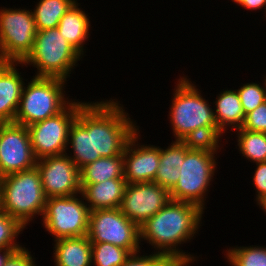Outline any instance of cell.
I'll return each instance as SVG.
<instances>
[{"label": "cell", "instance_id": "d590c367", "mask_svg": "<svg viewBox=\"0 0 266 266\" xmlns=\"http://www.w3.org/2000/svg\"><path fill=\"white\" fill-rule=\"evenodd\" d=\"M232 2L243 9L245 8V10L257 11L264 8V16L266 17V0H232Z\"/></svg>", "mask_w": 266, "mask_h": 266}, {"label": "cell", "instance_id": "7402d4cb", "mask_svg": "<svg viewBox=\"0 0 266 266\" xmlns=\"http://www.w3.org/2000/svg\"><path fill=\"white\" fill-rule=\"evenodd\" d=\"M123 155L101 157L80 169L81 185L100 183L109 179L124 178Z\"/></svg>", "mask_w": 266, "mask_h": 266}, {"label": "cell", "instance_id": "ba28073f", "mask_svg": "<svg viewBox=\"0 0 266 266\" xmlns=\"http://www.w3.org/2000/svg\"><path fill=\"white\" fill-rule=\"evenodd\" d=\"M83 194L46 199L42 226L55 239L87 235L90 209Z\"/></svg>", "mask_w": 266, "mask_h": 266}, {"label": "cell", "instance_id": "e575fe53", "mask_svg": "<svg viewBox=\"0 0 266 266\" xmlns=\"http://www.w3.org/2000/svg\"><path fill=\"white\" fill-rule=\"evenodd\" d=\"M4 266H37L35 258L26 247L15 250L6 260Z\"/></svg>", "mask_w": 266, "mask_h": 266}, {"label": "cell", "instance_id": "e0dca14e", "mask_svg": "<svg viewBox=\"0 0 266 266\" xmlns=\"http://www.w3.org/2000/svg\"><path fill=\"white\" fill-rule=\"evenodd\" d=\"M18 64L0 61V123H13L19 107L25 79L16 67H20Z\"/></svg>", "mask_w": 266, "mask_h": 266}, {"label": "cell", "instance_id": "484cf974", "mask_svg": "<svg viewBox=\"0 0 266 266\" xmlns=\"http://www.w3.org/2000/svg\"><path fill=\"white\" fill-rule=\"evenodd\" d=\"M225 255L231 266H266L265 246H234L227 248Z\"/></svg>", "mask_w": 266, "mask_h": 266}, {"label": "cell", "instance_id": "83f0119b", "mask_svg": "<svg viewBox=\"0 0 266 266\" xmlns=\"http://www.w3.org/2000/svg\"><path fill=\"white\" fill-rule=\"evenodd\" d=\"M262 84L249 82L236 89L245 115L266 101V75Z\"/></svg>", "mask_w": 266, "mask_h": 266}, {"label": "cell", "instance_id": "4316f807", "mask_svg": "<svg viewBox=\"0 0 266 266\" xmlns=\"http://www.w3.org/2000/svg\"><path fill=\"white\" fill-rule=\"evenodd\" d=\"M132 253L111 243H92L93 266H121Z\"/></svg>", "mask_w": 266, "mask_h": 266}, {"label": "cell", "instance_id": "74e56055", "mask_svg": "<svg viewBox=\"0 0 266 266\" xmlns=\"http://www.w3.org/2000/svg\"><path fill=\"white\" fill-rule=\"evenodd\" d=\"M20 248H5V249H0V266H4L6 260L8 257L15 251Z\"/></svg>", "mask_w": 266, "mask_h": 266}, {"label": "cell", "instance_id": "cb8c5ba5", "mask_svg": "<svg viewBox=\"0 0 266 266\" xmlns=\"http://www.w3.org/2000/svg\"><path fill=\"white\" fill-rule=\"evenodd\" d=\"M237 134L239 152L251 163L266 162V133L247 131L239 128Z\"/></svg>", "mask_w": 266, "mask_h": 266}, {"label": "cell", "instance_id": "52a82bcc", "mask_svg": "<svg viewBox=\"0 0 266 266\" xmlns=\"http://www.w3.org/2000/svg\"><path fill=\"white\" fill-rule=\"evenodd\" d=\"M202 150H189L182 166L176 185L170 190L171 200L189 202L206 209V197L216 173L217 154ZM212 181V182H211Z\"/></svg>", "mask_w": 266, "mask_h": 266}, {"label": "cell", "instance_id": "603a6c76", "mask_svg": "<svg viewBox=\"0 0 266 266\" xmlns=\"http://www.w3.org/2000/svg\"><path fill=\"white\" fill-rule=\"evenodd\" d=\"M31 9L37 31L57 28L60 19L78 0H37Z\"/></svg>", "mask_w": 266, "mask_h": 266}, {"label": "cell", "instance_id": "836d02e7", "mask_svg": "<svg viewBox=\"0 0 266 266\" xmlns=\"http://www.w3.org/2000/svg\"><path fill=\"white\" fill-rule=\"evenodd\" d=\"M254 175L252 176V185L255 186V201L257 204L266 197V162H257Z\"/></svg>", "mask_w": 266, "mask_h": 266}, {"label": "cell", "instance_id": "8d00e7d4", "mask_svg": "<svg viewBox=\"0 0 266 266\" xmlns=\"http://www.w3.org/2000/svg\"><path fill=\"white\" fill-rule=\"evenodd\" d=\"M194 262L187 258H166L159 266H191Z\"/></svg>", "mask_w": 266, "mask_h": 266}, {"label": "cell", "instance_id": "9c48e42d", "mask_svg": "<svg viewBox=\"0 0 266 266\" xmlns=\"http://www.w3.org/2000/svg\"><path fill=\"white\" fill-rule=\"evenodd\" d=\"M37 29L32 10L0 8V61L22 62L32 51Z\"/></svg>", "mask_w": 266, "mask_h": 266}, {"label": "cell", "instance_id": "5b68a950", "mask_svg": "<svg viewBox=\"0 0 266 266\" xmlns=\"http://www.w3.org/2000/svg\"><path fill=\"white\" fill-rule=\"evenodd\" d=\"M124 108L117 99L94 102L95 156L123 155L130 137L139 129Z\"/></svg>", "mask_w": 266, "mask_h": 266}, {"label": "cell", "instance_id": "7c38bea8", "mask_svg": "<svg viewBox=\"0 0 266 266\" xmlns=\"http://www.w3.org/2000/svg\"><path fill=\"white\" fill-rule=\"evenodd\" d=\"M28 129L17 123H0V178L36 167Z\"/></svg>", "mask_w": 266, "mask_h": 266}, {"label": "cell", "instance_id": "4fadbf2b", "mask_svg": "<svg viewBox=\"0 0 266 266\" xmlns=\"http://www.w3.org/2000/svg\"><path fill=\"white\" fill-rule=\"evenodd\" d=\"M36 168L46 198L73 196L81 192L80 169L66 154L38 159Z\"/></svg>", "mask_w": 266, "mask_h": 266}, {"label": "cell", "instance_id": "f546056e", "mask_svg": "<svg viewBox=\"0 0 266 266\" xmlns=\"http://www.w3.org/2000/svg\"><path fill=\"white\" fill-rule=\"evenodd\" d=\"M185 155L186 146L184 143L180 140H174L167 148L160 147V164L180 168L184 162Z\"/></svg>", "mask_w": 266, "mask_h": 266}, {"label": "cell", "instance_id": "d6986e66", "mask_svg": "<svg viewBox=\"0 0 266 266\" xmlns=\"http://www.w3.org/2000/svg\"><path fill=\"white\" fill-rule=\"evenodd\" d=\"M79 6L80 4L76 1L60 19L57 28L69 44L84 57L86 56L84 45L91 35L89 33L92 27L88 18L90 16Z\"/></svg>", "mask_w": 266, "mask_h": 266}, {"label": "cell", "instance_id": "7a4b0ae2", "mask_svg": "<svg viewBox=\"0 0 266 266\" xmlns=\"http://www.w3.org/2000/svg\"><path fill=\"white\" fill-rule=\"evenodd\" d=\"M46 199L36 167L0 178V210L18 220L26 229L34 218L43 215Z\"/></svg>", "mask_w": 266, "mask_h": 266}, {"label": "cell", "instance_id": "8fae6325", "mask_svg": "<svg viewBox=\"0 0 266 266\" xmlns=\"http://www.w3.org/2000/svg\"><path fill=\"white\" fill-rule=\"evenodd\" d=\"M91 243H111L129 250L141 251L140 229L119 208L90 211L88 232Z\"/></svg>", "mask_w": 266, "mask_h": 266}, {"label": "cell", "instance_id": "4dcf8cb0", "mask_svg": "<svg viewBox=\"0 0 266 266\" xmlns=\"http://www.w3.org/2000/svg\"><path fill=\"white\" fill-rule=\"evenodd\" d=\"M241 128L247 131L266 133V101L245 115Z\"/></svg>", "mask_w": 266, "mask_h": 266}, {"label": "cell", "instance_id": "ffe728a7", "mask_svg": "<svg viewBox=\"0 0 266 266\" xmlns=\"http://www.w3.org/2000/svg\"><path fill=\"white\" fill-rule=\"evenodd\" d=\"M55 266H92V243L84 235L54 240Z\"/></svg>", "mask_w": 266, "mask_h": 266}, {"label": "cell", "instance_id": "d6a6232c", "mask_svg": "<svg viewBox=\"0 0 266 266\" xmlns=\"http://www.w3.org/2000/svg\"><path fill=\"white\" fill-rule=\"evenodd\" d=\"M151 253L148 256L140 251L132 253L121 266H159L167 258L153 251Z\"/></svg>", "mask_w": 266, "mask_h": 266}, {"label": "cell", "instance_id": "30bf717a", "mask_svg": "<svg viewBox=\"0 0 266 266\" xmlns=\"http://www.w3.org/2000/svg\"><path fill=\"white\" fill-rule=\"evenodd\" d=\"M73 101L59 114L27 126L35 158L63 155L66 152L69 128L86 101Z\"/></svg>", "mask_w": 266, "mask_h": 266}, {"label": "cell", "instance_id": "f1b7e54d", "mask_svg": "<svg viewBox=\"0 0 266 266\" xmlns=\"http://www.w3.org/2000/svg\"><path fill=\"white\" fill-rule=\"evenodd\" d=\"M25 227L15 218L0 210V249L22 248L17 238Z\"/></svg>", "mask_w": 266, "mask_h": 266}, {"label": "cell", "instance_id": "1f68e13d", "mask_svg": "<svg viewBox=\"0 0 266 266\" xmlns=\"http://www.w3.org/2000/svg\"><path fill=\"white\" fill-rule=\"evenodd\" d=\"M179 176V168H176L175 166L159 164L153 182L159 184L163 188H167L170 191L178 182Z\"/></svg>", "mask_w": 266, "mask_h": 266}, {"label": "cell", "instance_id": "ac0fdd59", "mask_svg": "<svg viewBox=\"0 0 266 266\" xmlns=\"http://www.w3.org/2000/svg\"><path fill=\"white\" fill-rule=\"evenodd\" d=\"M126 186L124 178L109 179L100 183L81 185V193L90 211L119 208Z\"/></svg>", "mask_w": 266, "mask_h": 266}, {"label": "cell", "instance_id": "277c9868", "mask_svg": "<svg viewBox=\"0 0 266 266\" xmlns=\"http://www.w3.org/2000/svg\"><path fill=\"white\" fill-rule=\"evenodd\" d=\"M82 56L60 34L58 28L37 31L32 51L19 62L37 68L35 77H56L67 80Z\"/></svg>", "mask_w": 266, "mask_h": 266}, {"label": "cell", "instance_id": "d4e9b609", "mask_svg": "<svg viewBox=\"0 0 266 266\" xmlns=\"http://www.w3.org/2000/svg\"><path fill=\"white\" fill-rule=\"evenodd\" d=\"M224 135L226 136L218 126H202L191 131L181 141L189 150H202L218 154Z\"/></svg>", "mask_w": 266, "mask_h": 266}, {"label": "cell", "instance_id": "f35d334b", "mask_svg": "<svg viewBox=\"0 0 266 266\" xmlns=\"http://www.w3.org/2000/svg\"><path fill=\"white\" fill-rule=\"evenodd\" d=\"M260 209H262L266 214V197L263 198L258 204Z\"/></svg>", "mask_w": 266, "mask_h": 266}, {"label": "cell", "instance_id": "6da1fadb", "mask_svg": "<svg viewBox=\"0 0 266 266\" xmlns=\"http://www.w3.org/2000/svg\"><path fill=\"white\" fill-rule=\"evenodd\" d=\"M202 214L204 215V210L196 204L170 200L139 227L140 243H149L154 246L155 253L167 258H187L197 263L198 256L184 252L179 247L198 234Z\"/></svg>", "mask_w": 266, "mask_h": 266}, {"label": "cell", "instance_id": "3957f363", "mask_svg": "<svg viewBox=\"0 0 266 266\" xmlns=\"http://www.w3.org/2000/svg\"><path fill=\"white\" fill-rule=\"evenodd\" d=\"M67 81L56 77L32 76L30 82L23 86L14 123L27 127L62 112L73 101L65 93Z\"/></svg>", "mask_w": 266, "mask_h": 266}, {"label": "cell", "instance_id": "8992f818", "mask_svg": "<svg viewBox=\"0 0 266 266\" xmlns=\"http://www.w3.org/2000/svg\"><path fill=\"white\" fill-rule=\"evenodd\" d=\"M174 86L168 120L175 140H182L191 131L202 126H217L211 101L187 76H179ZM204 97V98H203Z\"/></svg>", "mask_w": 266, "mask_h": 266}, {"label": "cell", "instance_id": "2e32d148", "mask_svg": "<svg viewBox=\"0 0 266 266\" xmlns=\"http://www.w3.org/2000/svg\"><path fill=\"white\" fill-rule=\"evenodd\" d=\"M70 148L73 153L69 151ZM66 150L69 152L65 154L79 169L101 158V156H95L94 101L86 102L79 109L75 120L69 128Z\"/></svg>", "mask_w": 266, "mask_h": 266}, {"label": "cell", "instance_id": "44dd1931", "mask_svg": "<svg viewBox=\"0 0 266 266\" xmlns=\"http://www.w3.org/2000/svg\"><path fill=\"white\" fill-rule=\"evenodd\" d=\"M214 116L218 128L225 134L242 127L245 114L235 89H223L213 102Z\"/></svg>", "mask_w": 266, "mask_h": 266}, {"label": "cell", "instance_id": "5bb4252c", "mask_svg": "<svg viewBox=\"0 0 266 266\" xmlns=\"http://www.w3.org/2000/svg\"><path fill=\"white\" fill-rule=\"evenodd\" d=\"M170 200V191L157 183L127 184L119 209L140 227Z\"/></svg>", "mask_w": 266, "mask_h": 266}, {"label": "cell", "instance_id": "9a60e30c", "mask_svg": "<svg viewBox=\"0 0 266 266\" xmlns=\"http://www.w3.org/2000/svg\"><path fill=\"white\" fill-rule=\"evenodd\" d=\"M140 136L138 129L123 151V171L127 184L153 182L160 164V146L141 144Z\"/></svg>", "mask_w": 266, "mask_h": 266}]
</instances>
